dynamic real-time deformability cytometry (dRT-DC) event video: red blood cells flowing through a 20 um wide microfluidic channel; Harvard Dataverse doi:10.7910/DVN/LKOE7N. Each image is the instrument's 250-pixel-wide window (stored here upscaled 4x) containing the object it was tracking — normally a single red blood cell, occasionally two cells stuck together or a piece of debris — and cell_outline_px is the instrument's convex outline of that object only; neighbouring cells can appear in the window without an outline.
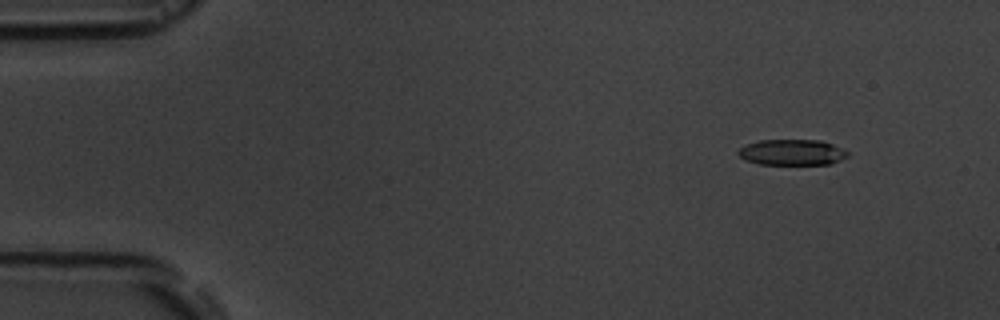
{"species": "common noctule bat (a hibernating species)", "species_latin": "Nyctalus noctula", "temperature_condition": "room temperature", "stored_images_in_passage": 4, "camera_frame_rate_fps": 3000, "um_per_image_px": 0.085, "animal": {"sex": "male", "body_mass_g": 19.5, "forearm_length_mm": 54.6}, "frame": {"image": 1, "passage_image": 2, "time_ms": 1.0, "image_size_px": [1000, 320], "cell_outline_px": [[848, 156], [840, 160], [828, 164], [760, 164], [744, 160], [736, 152], [740, 148], [748, 144], [760, 140], [820, 140], [832, 144], [848, 152]], "centroid_in_image_um": [67.3, 12.95], "position_along_channel_um": 17.7, "area_um2": 16.3}}
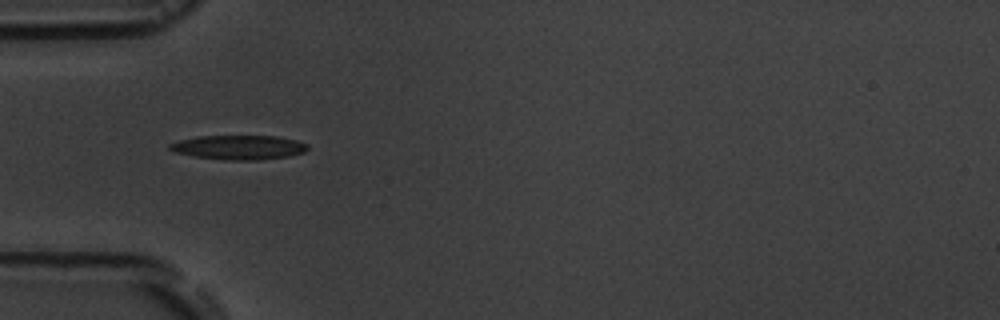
{"frame": {"image": 2, "passage_image": 4, "time_ms": 5.0, "image_size_px": [1000, 320], "cell_outline_px": [[308, 148], [304, 152], [288, 156], [256, 160], [228, 160], [196, 156], [172, 152], [168, 148], [168, 144], [180, 140], [196, 136], [276, 136], [296, 140], [308, 144]], "centroid_in_image_um": [20.28, 12.52], "position_along_channel_um": 64.7, "area_um2": 19.48}}